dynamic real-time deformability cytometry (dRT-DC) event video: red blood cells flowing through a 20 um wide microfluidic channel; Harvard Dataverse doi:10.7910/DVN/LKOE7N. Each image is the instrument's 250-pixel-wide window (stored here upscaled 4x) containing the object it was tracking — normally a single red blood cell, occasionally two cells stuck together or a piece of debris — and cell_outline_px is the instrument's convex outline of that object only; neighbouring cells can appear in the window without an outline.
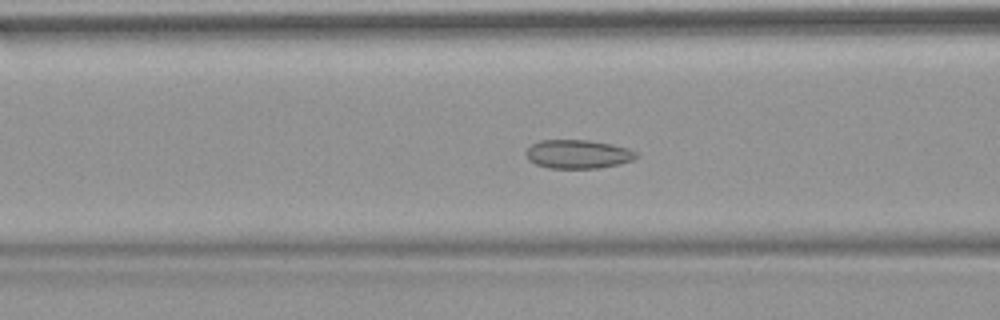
{"species": "common noctule bat (a hibernating species)", "species_latin": "Nyctalus noctula", "temperature_condition": "warm", "stored_images_in_passage": 55, "camera_frame_rate_fps": 3000, "um_per_image_px": 0.085, "animal": {"sex": "female", "body_mass_g": 18.4}, "frame": {"image": 1, "passage_image": 22, "time_ms": 7.0, "image_size_px": [1000, 320], "cell_outline_px": [[640, 156], [632, 160], [620, 164], [600, 168], [548, 168], [536, 164], [528, 160], [524, 152], [532, 144], [540, 140], [588, 140], [612, 144], [628, 148], [636, 152]], "centroid_in_image_um": [49.13, 13.1], "position_along_channel_um": 117.5, "area_um2": 18.61}}
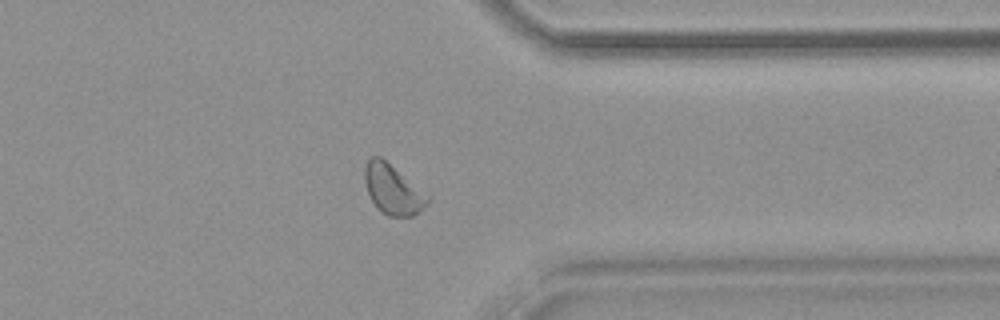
{"frame": {"image": 2, "passage_image": 43, "time_ms": 14.0, "image_size_px": [1000, 320], "cell_outline_px": [[432, 196], [428, 204], [420, 212], [412, 216], [388, 216], [380, 212], [372, 200], [368, 192], [364, 180], [364, 168], [368, 160], [372, 156], [380, 156]], "centroid_in_image_um": [33.43, 16.11], "position_along_channel_um": 378.0, "area_um2": 18.5}}
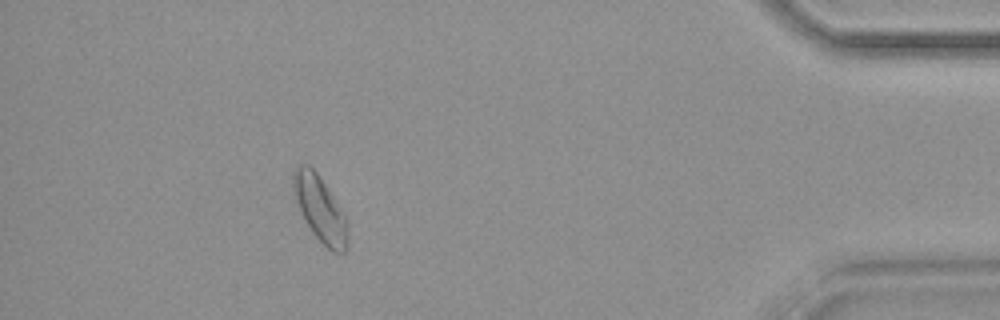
{"frame": {"image": 3, "passage_image": 49, "time_ms": 16.0, "image_size_px": [1000, 320], "cell_outline_px": [[348, 244], [344, 252], [332, 252], [312, 232], [292, 192], [292, 172], [300, 164], [308, 164], [316, 172], [344, 212], [348, 220]], "centroid_in_image_um": [27.22, 17.74], "position_along_channel_um": 408.0, "area_um2": 20.63}, "authors_computed_cell_mechanics": {"area_um2": 19.941, "velocity_mm_per_s": 3.7984, "shape_relaxation_time_tau1_ms": 4.8043, "shape_relaxation_time_tau2_ms": 2.7593, "deformation_change_tau1": 0.0696, "deformation_change_tau2": 0.0649}}